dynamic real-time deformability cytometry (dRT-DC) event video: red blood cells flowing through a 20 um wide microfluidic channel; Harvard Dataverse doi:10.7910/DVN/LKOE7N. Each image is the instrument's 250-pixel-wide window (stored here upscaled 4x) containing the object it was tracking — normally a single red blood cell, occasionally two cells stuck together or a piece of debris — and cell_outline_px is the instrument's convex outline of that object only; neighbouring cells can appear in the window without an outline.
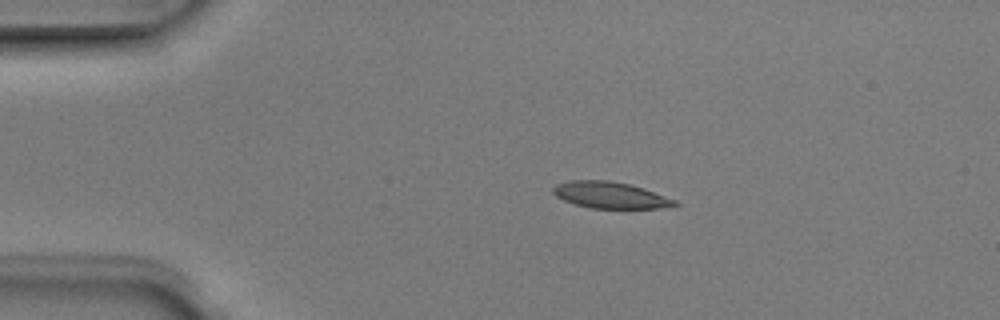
{"species": "Egyptian fruit bat (a non-hibernating species)", "species_latin": "Rousettus aegyptiacus", "temperature_condition": "room temperature", "stored_images_in_passage": 3, "camera_frame_rate_fps": 3000, "um_per_image_px": 0.085, "animal": {"sex": "male"}, "frame": {"image": 1, "passage_image": 2, "time_ms": 0.333, "image_size_px": [1000, 320], "cell_outline_px": [[680, 204], [660, 208], [592, 208], [576, 204], [564, 200], [556, 196], [552, 192], [552, 188], [556, 184], [568, 180], [608, 180], [628, 184], [644, 188], [676, 200]], "centroid_in_image_um": [51.85, 16.57], "position_along_channel_um": 33.1, "area_um2": 18.67}}